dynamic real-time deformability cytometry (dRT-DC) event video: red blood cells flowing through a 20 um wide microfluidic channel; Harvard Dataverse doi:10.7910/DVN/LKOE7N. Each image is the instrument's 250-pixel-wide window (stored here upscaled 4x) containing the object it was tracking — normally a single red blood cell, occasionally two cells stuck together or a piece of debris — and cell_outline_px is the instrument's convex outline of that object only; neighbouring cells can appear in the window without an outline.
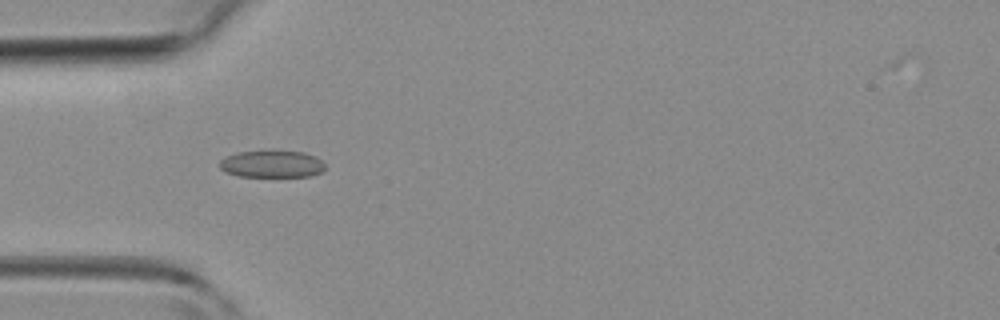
{"species": "common noctule bat (a hibernating species)", "species_latin": "Nyctalus noctula", "temperature_condition": "room temperature", "stored_images_in_passage": 38, "camera_frame_rate_fps": 3000, "um_per_image_px": 0.085, "animal": {"sex": "female", "body_mass_g": 19.3, "forearm_length_mm": 54.1}, "frame": {"image": 1, "passage_image": 13, "time_ms": 4.0, "image_size_px": [1000, 320], "cell_outline_px": [[324, 172], [312, 176], [240, 176], [228, 172], [220, 168], [220, 160], [228, 156], [240, 152], [272, 148], [304, 152], [316, 156], [324, 164]], "centroid_in_image_um": [23.17, 13.9], "position_along_channel_um": 61.8, "area_um2": 17.11}}
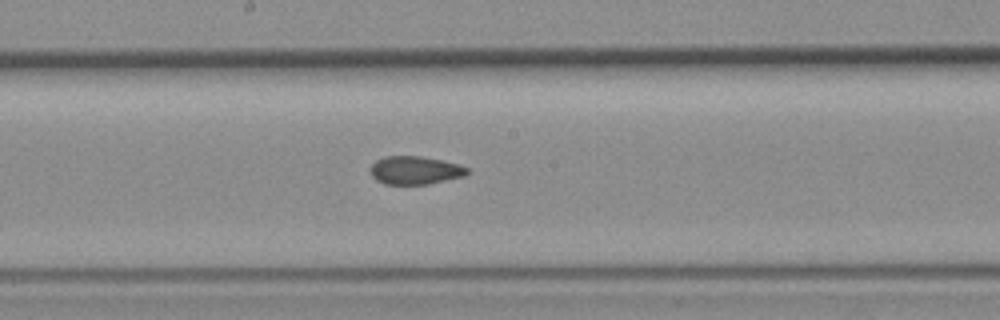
{"frame": {"image": 2, "passage_image": 23, "time_ms": 7.333, "image_size_px": [1000, 320], "cell_outline_px": [[468, 172], [464, 176], [428, 184], [384, 184], [376, 180], [372, 176], [372, 164], [376, 160], [384, 156], [420, 156], [440, 160], [456, 164], [468, 168]], "centroid_in_image_um": [35.26, 14.47], "position_along_channel_um": 212.9, "area_um2": 15.66}}
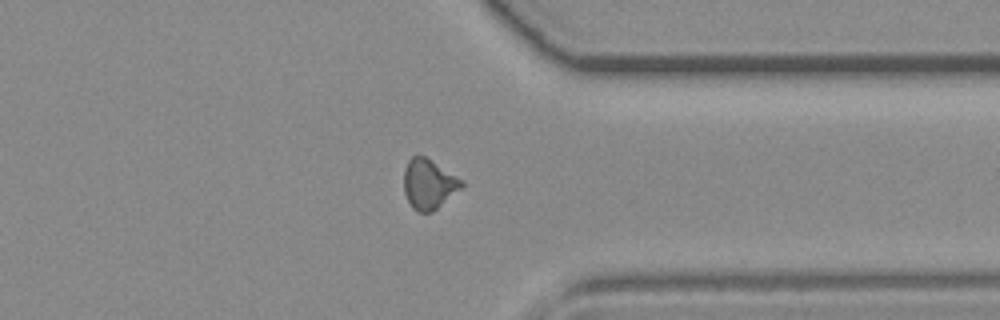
{"frame": {"image": 3, "passage_image": 34, "time_ms": 11.0, "image_size_px": [1000, 320], "cell_outline_px": [[464, 184], [460, 188], [432, 212], [420, 212], [412, 208], [404, 192], [404, 168], [408, 160], [412, 156], [424, 156], [464, 180]], "centroid_in_image_um": [36.42, 15.63], "position_along_channel_um": 375.0, "area_um2": 16.53}}